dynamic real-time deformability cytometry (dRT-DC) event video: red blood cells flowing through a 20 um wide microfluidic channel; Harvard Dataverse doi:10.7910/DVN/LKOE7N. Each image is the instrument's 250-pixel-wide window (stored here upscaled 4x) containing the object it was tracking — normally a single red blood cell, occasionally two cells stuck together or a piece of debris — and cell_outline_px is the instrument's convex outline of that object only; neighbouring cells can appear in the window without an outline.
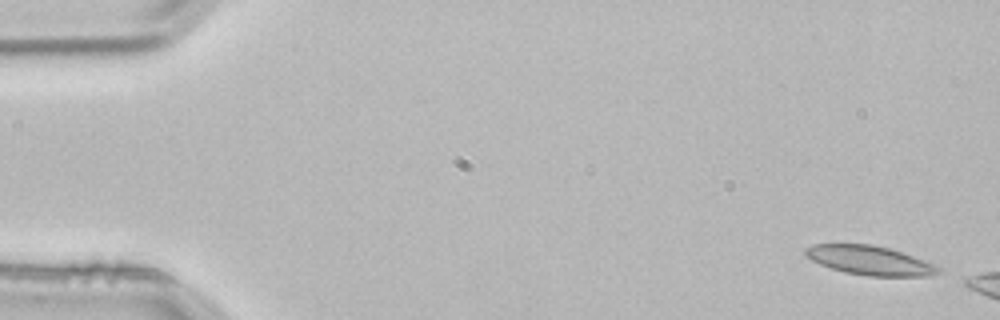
{"species": "common noctule bat (a hibernating species)", "species_latin": "Nyctalus noctula", "temperature_condition": "room temperature", "stored_images_in_passage": 3, "camera_frame_rate_fps": 3000, "um_per_image_px": 0.085, "animal": {"sex": "male", "body_mass_g": 21.5, "forearm_length_mm": 52.0}, "frame": {"image": 1, "passage_image": 1, "time_ms": 0.0, "image_size_px": [1000, 320], "cell_outline_px": [[940, 272], [932, 276], [868, 276], [844, 272], [820, 264], [804, 256], [804, 248], [812, 244], [872, 244], [888, 248], [912, 256], [932, 264], [940, 268]], "centroid_in_image_um": [73.87, 22.13], "position_along_channel_um": 11.1, "area_um2": 22.43}}